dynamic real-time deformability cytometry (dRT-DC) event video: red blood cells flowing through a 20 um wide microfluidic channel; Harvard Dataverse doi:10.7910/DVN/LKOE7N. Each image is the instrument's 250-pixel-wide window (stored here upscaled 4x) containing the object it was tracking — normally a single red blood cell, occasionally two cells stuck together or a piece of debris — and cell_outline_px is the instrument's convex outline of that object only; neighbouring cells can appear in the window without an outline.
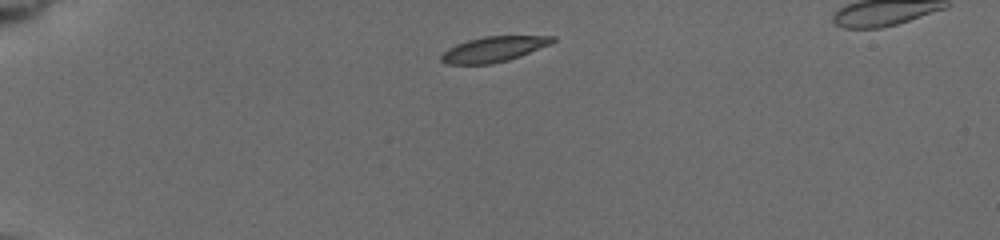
{"species": "common noctule bat (a hibernating species)", "species_latin": "Nyctalus noctula", "temperature_condition": "cold", "stored_images_in_passage": 53, "camera_frame_rate_fps": 3000, "um_per_image_px": 0.085, "animal": {"sex": "female", "body_mass_g": 19.5, "forearm_length_mm": 54.1}, "frame": {"image": 1, "passage_image": 3, "time_ms": 0.333, "image_size_px": [1000, 240], "cell_outline_px": [[556, 40], [548, 44], [520, 56], [508, 60], [492, 64], [448, 64], [440, 60], [440, 56], [448, 48], [456, 44], [468, 40], [484, 36], [556, 36]], "centroid_in_image_um": [41.92, 4.18], "position_along_channel_um": 43.1, "area_um2": 16.24}}
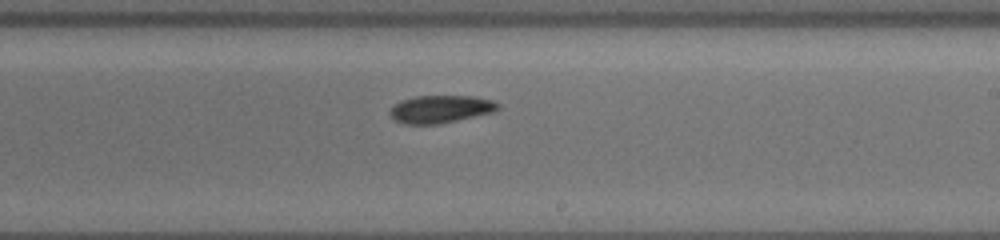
{"frame": {"image": 2, "passage_image": 27, "time_ms": 7.333, "image_size_px": [1000, 240], "cell_outline_px": [[500, 108], [496, 112], [440, 124], [404, 124], [396, 120], [388, 112], [400, 100], [416, 96], [476, 96], [492, 100], [500, 104]], "centroid_in_image_um": [37.51, 9.27], "position_along_channel_um": 251.5, "area_um2": 17.57}}
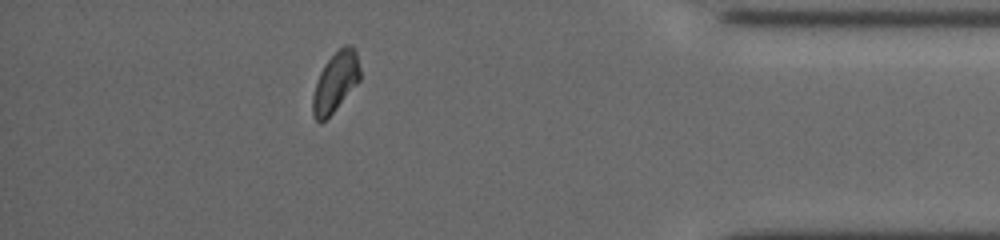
{"frame": {"image": 3, "passage_image": 48, "time_ms": 12.333, "image_size_px": [1000, 240], "cell_outline_px": [[360, 80], [332, 112], [320, 124], [312, 116], [312, 96], [320, 72], [324, 64], [344, 44], [352, 44], [356, 52], [360, 68]], "centroid_in_image_um": [28.51, 6.96], "position_along_channel_um": 406.7, "area_um2": 16.3}, "authors_computed_cell_mechanics": {"area_um2": 17.051, "velocity_mm_per_s": 3.7187, "shape_relaxation_time_tau1_ms": 3.0084, "shape_relaxation_time_tau2_ms": 0.7637, "deformation_change_tau1": 0.0995, "deformation_change_tau2": 0.0373}}